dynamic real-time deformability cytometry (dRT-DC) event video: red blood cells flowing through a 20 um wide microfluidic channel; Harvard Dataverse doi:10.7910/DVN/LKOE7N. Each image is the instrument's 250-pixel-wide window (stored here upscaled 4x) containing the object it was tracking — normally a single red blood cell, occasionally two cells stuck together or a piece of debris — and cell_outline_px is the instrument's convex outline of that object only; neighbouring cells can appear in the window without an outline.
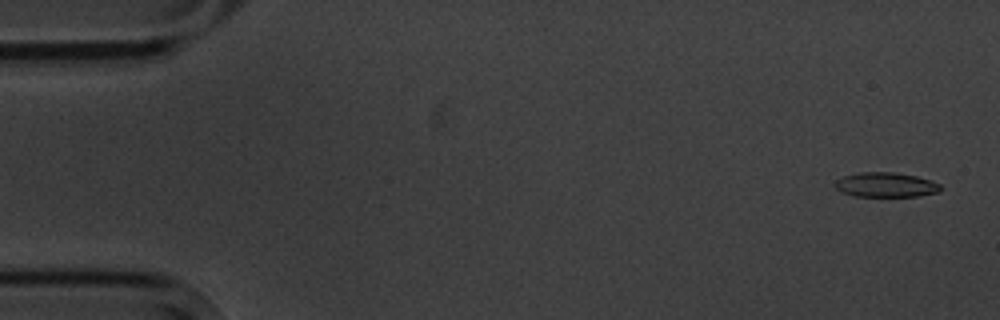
{"species": "common noctule bat (a hibernating species)", "species_latin": "Nyctalus noctula", "temperature_condition": "cold", "stored_images_in_passage": 9, "camera_frame_rate_fps": 3000, "um_per_image_px": 0.085, "animal": {"sex": "male", "body_mass_g": 20.1, "forearm_length_mm": 53.5}, "frame": {"image": 1, "passage_image": 1, "time_ms": 0.0, "image_size_px": [1000, 320], "cell_outline_px": [[944, 188], [940, 192], [920, 196], [856, 196], [840, 192], [832, 184], [836, 180], [844, 176], [860, 172], [896, 172], [916, 176], [940, 184]], "centroid_in_image_um": [75.3, 15.71], "position_along_channel_um": 9.7, "area_um2": 15.32}}
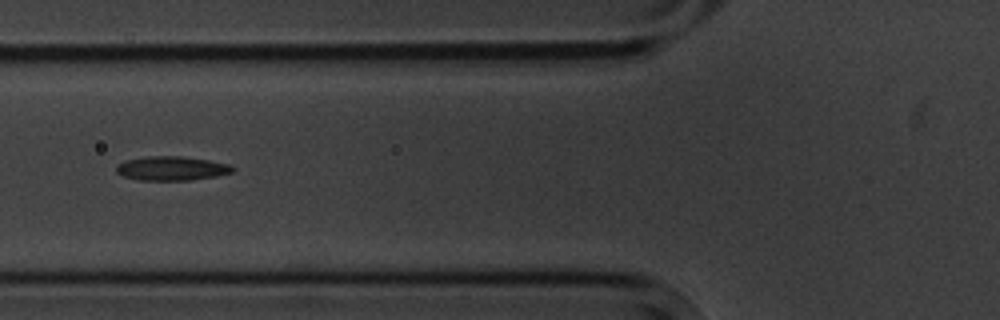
{"frame": {"image": 2, "passage_image": 6, "time_ms": 6.333, "image_size_px": [1000, 320], "cell_outline_px": [[236, 168], [232, 172], [216, 176], [192, 180], [140, 180], [124, 176], [116, 172], [116, 164], [128, 160], [148, 156], [180, 156], [208, 160], [232, 164]], "centroid_in_image_um": [14.63, 14.31], "position_along_channel_um": 111.2, "area_um2": 16.36}}
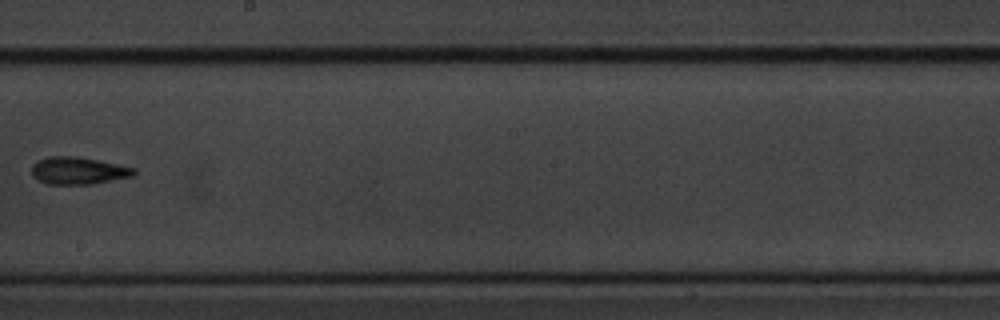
{"frame": {"image": 3, "passage_image": 9, "time_ms": 10.0, "image_size_px": [1000, 320], "cell_outline_px": [[136, 176], [92, 184], [48, 184], [32, 176], [32, 164], [48, 156], [76, 156], [120, 164], [136, 168]], "centroid_in_image_um": [6.71, 14.5], "position_along_channel_um": 241.5, "area_um2": 16.42}}